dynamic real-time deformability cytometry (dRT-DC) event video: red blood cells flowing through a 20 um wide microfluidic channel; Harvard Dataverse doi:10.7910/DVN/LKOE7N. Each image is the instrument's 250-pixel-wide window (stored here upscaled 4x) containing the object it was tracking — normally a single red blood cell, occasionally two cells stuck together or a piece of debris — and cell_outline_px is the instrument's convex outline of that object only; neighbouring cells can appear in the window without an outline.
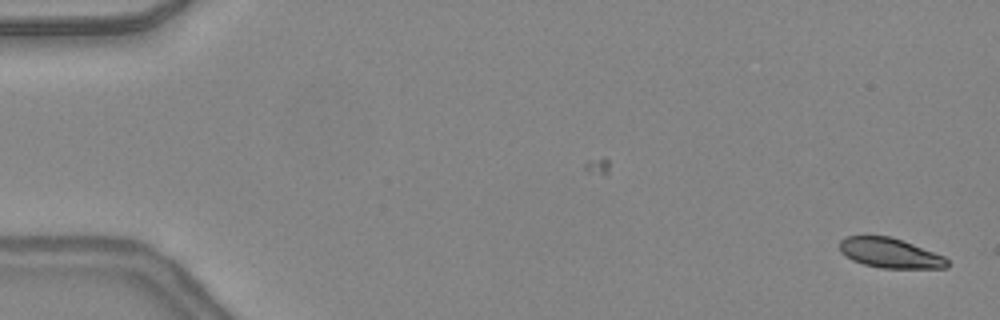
{"species": "common noctule bat (a hibernating species)", "species_latin": "Nyctalus noctula", "temperature_condition": "warm", "stored_images_in_passage": 30, "camera_frame_rate_fps": 3000, "um_per_image_px": 0.085, "animal": {"sex": "female", "body_mass_g": 24.6, "forearm_length_mm": 56.2}, "frame": {"image": 1, "passage_image": 1, "time_ms": 0.0, "image_size_px": [1000, 320], "cell_outline_px": [[948, 268], [880, 268], [864, 264], [852, 260], [840, 252], [840, 240], [848, 236], [892, 236], [944, 256], [948, 260]], "centroid_in_image_um": [75.65, 21.51], "position_along_channel_um": 9.3, "area_um2": 18.67}}
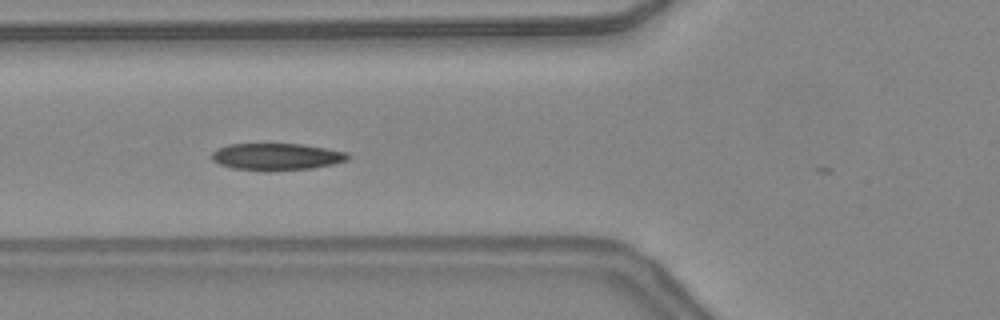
{"frame": {"image": 2, "passage_image": 18, "time_ms": 5.667, "image_size_px": [1000, 320], "cell_outline_px": [[352, 156], [348, 160], [332, 164], [312, 168], [232, 168], [220, 164], [212, 160], [212, 152], [216, 148], [228, 144], [300, 144], [328, 148], [348, 152]], "centroid_in_image_um": [23.55, 13.27], "position_along_channel_um": 102.2, "area_um2": 20.58}}
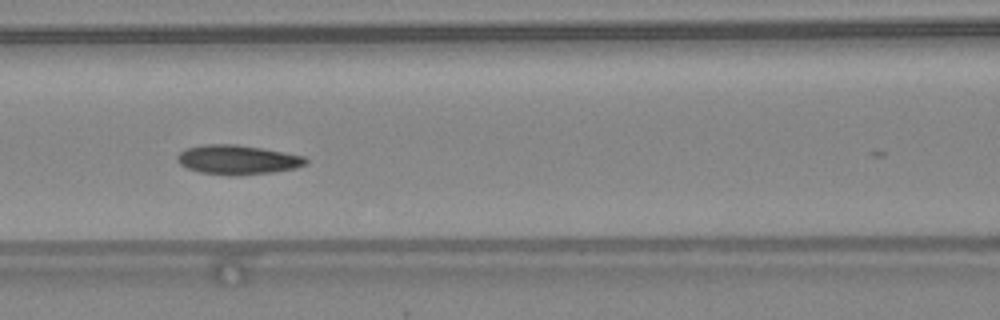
{"frame": {"image": 3, "passage_image": 21, "time_ms": 6.667, "image_size_px": [1000, 320], "cell_outline_px": [[308, 164], [296, 168], [272, 172], [236, 176], [232, 176], [200, 172], [188, 168], [180, 164], [176, 160], [176, 156], [180, 152], [188, 148], [204, 144], [236, 144], [284, 152], [304, 156], [308, 160]], "centroid_in_image_um": [20.2, 13.58], "position_along_channel_um": 146.4, "area_um2": 22.02}}